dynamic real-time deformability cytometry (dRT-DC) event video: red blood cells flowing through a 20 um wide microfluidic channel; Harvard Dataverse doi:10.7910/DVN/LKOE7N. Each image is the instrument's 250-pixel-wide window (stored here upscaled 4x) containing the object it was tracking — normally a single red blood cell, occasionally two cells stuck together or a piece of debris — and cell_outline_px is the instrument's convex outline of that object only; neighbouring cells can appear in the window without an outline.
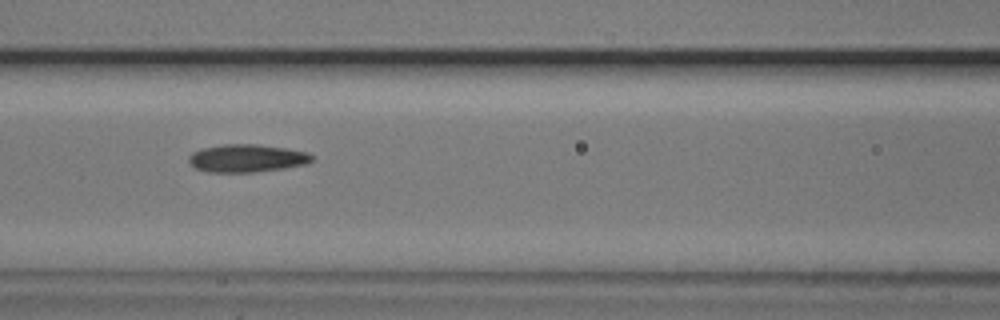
{"species": "common noctule bat (a hibernating species)", "species_latin": "Nyctalus noctula", "temperature_condition": "cold", "stored_images_in_passage": 8, "camera_frame_rate_fps": 3000, "um_per_image_px": 0.085, "animal": {"sex": "male", "body_mass_g": 20.5, "forearm_length_mm": 52.5}, "frame": {"image": 1, "passage_image": 7, "time_ms": 2.0, "image_size_px": [1000, 320], "cell_outline_px": [[316, 160], [308, 164], [284, 168], [256, 172], [208, 172], [196, 168], [188, 160], [188, 156], [192, 152], [200, 148], [224, 144], [256, 144], [284, 148], [308, 152]], "centroid_in_image_um": [21.0, 13.45], "position_along_channel_um": 145.6, "area_um2": 20.11}}